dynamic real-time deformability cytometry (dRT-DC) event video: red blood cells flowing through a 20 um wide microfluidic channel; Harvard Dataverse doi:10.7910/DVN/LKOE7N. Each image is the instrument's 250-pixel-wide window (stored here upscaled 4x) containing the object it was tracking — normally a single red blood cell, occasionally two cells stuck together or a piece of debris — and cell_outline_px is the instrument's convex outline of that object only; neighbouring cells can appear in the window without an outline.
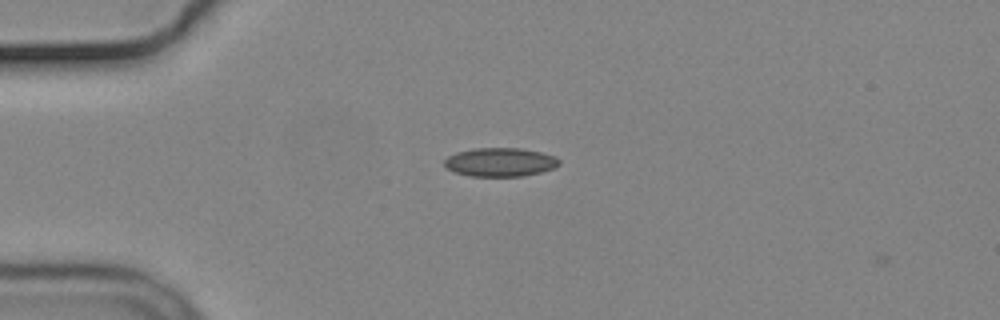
{"species": "common noctule bat (a hibernating species)", "species_latin": "Nyctalus noctula", "temperature_condition": "cold", "stored_images_in_passage": 2, "camera_frame_rate_fps": 3000, "um_per_image_px": 0.085, "animal": {"sex": "male", "body_mass_g": 19.2, "forearm_length_mm": 51.8}, "frame": {"image": 1, "passage_image": 1, "time_ms": 0.0, "image_size_px": [1000, 320], "cell_outline_px": [[560, 164], [552, 168], [540, 172], [524, 176], [468, 176], [456, 172], [448, 168], [444, 164], [444, 160], [448, 156], [456, 152], [472, 148], [520, 148], [540, 152], [556, 156], [560, 160]], "centroid_in_image_um": [42.51, 13.77], "position_along_channel_um": 42.5, "area_um2": 19.19}}